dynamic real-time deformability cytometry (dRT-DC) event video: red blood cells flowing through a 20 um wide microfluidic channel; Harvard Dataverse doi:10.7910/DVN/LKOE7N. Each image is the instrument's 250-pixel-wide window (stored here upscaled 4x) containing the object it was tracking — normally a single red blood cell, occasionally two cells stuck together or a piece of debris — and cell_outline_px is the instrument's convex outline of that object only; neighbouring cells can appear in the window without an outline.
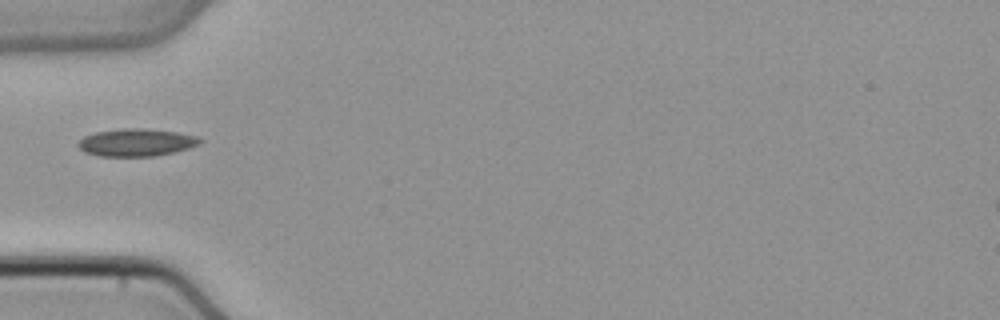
{"species": "common noctule bat (a hibernating species)", "species_latin": "Nyctalus noctula", "temperature_condition": "cold", "stored_images_in_passage": 33, "camera_frame_rate_fps": 3000, "um_per_image_px": 0.085, "animal": {"sex": "male", "body_mass_g": 21.5, "forearm_length_mm": 52.0}, "frame": {"image": 1, "passage_image": 1, "time_ms": 0.0, "image_size_px": [1000, 320], "cell_outline_px": [[204, 140], [200, 144], [176, 152], [156, 156], [100, 156], [84, 152], [76, 144], [84, 136], [96, 132], [124, 128], [140, 128], [176, 132], [200, 136]], "centroid_in_image_um": [11.63, 12.11], "position_along_channel_um": 73.4, "area_um2": 19.65}}
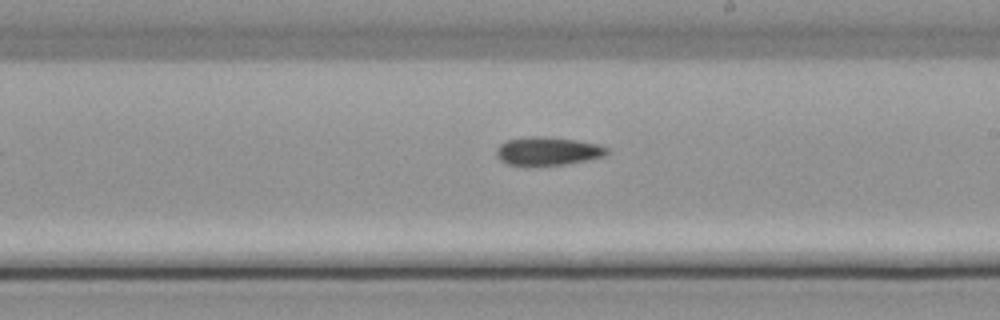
{"frame": {"image": 2, "passage_image": 13, "time_ms": 4.0, "image_size_px": [1000, 320], "cell_outline_px": [[608, 152], [604, 156], [564, 164], [508, 164], [500, 160], [496, 152], [496, 148], [500, 144], [508, 140], [528, 136], [544, 136], [576, 140], [596, 144], [608, 148]], "centroid_in_image_um": [46.54, 12.82], "position_along_channel_um": 242.5, "area_um2": 17.74}}
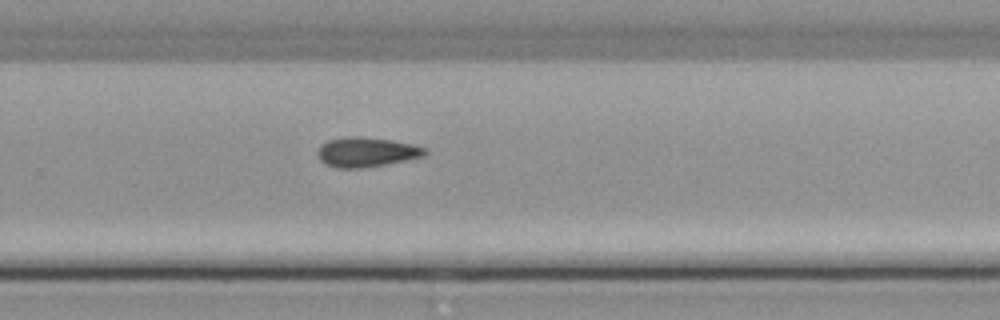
{"frame": {"image": 3, "passage_image": 17, "time_ms": 5.333, "image_size_px": [1000, 320], "cell_outline_px": [[428, 152], [424, 156], [364, 168], [336, 168], [324, 164], [320, 160], [316, 152], [320, 144], [328, 140], [352, 136], [356, 136], [388, 140], [412, 144], [428, 148]], "centroid_in_image_um": [31.11, 12.93], "position_along_channel_um": 298.7, "area_um2": 18.5}}